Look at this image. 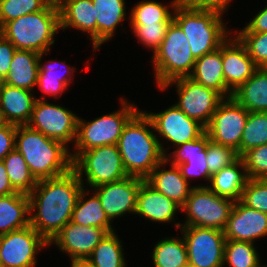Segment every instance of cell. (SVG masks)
<instances>
[{
    "label": "cell",
    "instance_id": "obj_1",
    "mask_svg": "<svg viewBox=\"0 0 267 267\" xmlns=\"http://www.w3.org/2000/svg\"><path fill=\"white\" fill-rule=\"evenodd\" d=\"M83 188L84 184L72 169L56 178L38 180L36 187L28 195L32 213L30 225L48 243L71 221L72 212Z\"/></svg>",
    "mask_w": 267,
    "mask_h": 267
},
{
    "label": "cell",
    "instance_id": "obj_2",
    "mask_svg": "<svg viewBox=\"0 0 267 267\" xmlns=\"http://www.w3.org/2000/svg\"><path fill=\"white\" fill-rule=\"evenodd\" d=\"M145 111H138L125 125L117 147L128 176L146 179L168 154Z\"/></svg>",
    "mask_w": 267,
    "mask_h": 267
},
{
    "label": "cell",
    "instance_id": "obj_3",
    "mask_svg": "<svg viewBox=\"0 0 267 267\" xmlns=\"http://www.w3.org/2000/svg\"><path fill=\"white\" fill-rule=\"evenodd\" d=\"M15 149L22 154L37 181L56 178L73 169L68 146L46 137L28 125L17 126Z\"/></svg>",
    "mask_w": 267,
    "mask_h": 267
},
{
    "label": "cell",
    "instance_id": "obj_4",
    "mask_svg": "<svg viewBox=\"0 0 267 267\" xmlns=\"http://www.w3.org/2000/svg\"><path fill=\"white\" fill-rule=\"evenodd\" d=\"M60 31L59 7L48 4L43 10L29 13L7 22L0 33L17 50H30L38 54L49 52Z\"/></svg>",
    "mask_w": 267,
    "mask_h": 267
},
{
    "label": "cell",
    "instance_id": "obj_5",
    "mask_svg": "<svg viewBox=\"0 0 267 267\" xmlns=\"http://www.w3.org/2000/svg\"><path fill=\"white\" fill-rule=\"evenodd\" d=\"M173 20L185 33L195 59L213 52L232 34L223 23L222 15L214 11L190 9L180 2L173 12Z\"/></svg>",
    "mask_w": 267,
    "mask_h": 267
},
{
    "label": "cell",
    "instance_id": "obj_6",
    "mask_svg": "<svg viewBox=\"0 0 267 267\" xmlns=\"http://www.w3.org/2000/svg\"><path fill=\"white\" fill-rule=\"evenodd\" d=\"M152 59L158 89L172 80L192 74L196 59L191 53L185 33L174 20L170 23L161 45L153 53Z\"/></svg>",
    "mask_w": 267,
    "mask_h": 267
},
{
    "label": "cell",
    "instance_id": "obj_7",
    "mask_svg": "<svg viewBox=\"0 0 267 267\" xmlns=\"http://www.w3.org/2000/svg\"><path fill=\"white\" fill-rule=\"evenodd\" d=\"M71 156L73 170L83 184L82 178L85 174L89 188L93 189L96 186L128 177L117 145L100 146L87 151H74Z\"/></svg>",
    "mask_w": 267,
    "mask_h": 267
},
{
    "label": "cell",
    "instance_id": "obj_8",
    "mask_svg": "<svg viewBox=\"0 0 267 267\" xmlns=\"http://www.w3.org/2000/svg\"><path fill=\"white\" fill-rule=\"evenodd\" d=\"M127 101L121 98V109L92 121L86 122V120L78 118L77 136L73 143L75 151L117 145L125 125L139 111L136 105Z\"/></svg>",
    "mask_w": 267,
    "mask_h": 267
},
{
    "label": "cell",
    "instance_id": "obj_9",
    "mask_svg": "<svg viewBox=\"0 0 267 267\" xmlns=\"http://www.w3.org/2000/svg\"><path fill=\"white\" fill-rule=\"evenodd\" d=\"M233 204V200L214 194L205 185H197L181 207V210L186 212L187 219L184 224L175 223V225L177 228L197 226L223 231Z\"/></svg>",
    "mask_w": 267,
    "mask_h": 267
},
{
    "label": "cell",
    "instance_id": "obj_10",
    "mask_svg": "<svg viewBox=\"0 0 267 267\" xmlns=\"http://www.w3.org/2000/svg\"><path fill=\"white\" fill-rule=\"evenodd\" d=\"M172 84H175L179 98L175 105L189 118L198 121L206 128L218 105L225 98L214 89L204 87L189 77L172 80L160 90H166Z\"/></svg>",
    "mask_w": 267,
    "mask_h": 267
},
{
    "label": "cell",
    "instance_id": "obj_11",
    "mask_svg": "<svg viewBox=\"0 0 267 267\" xmlns=\"http://www.w3.org/2000/svg\"><path fill=\"white\" fill-rule=\"evenodd\" d=\"M42 96L36 100L27 125L67 146L76 140L79 117L67 108L49 103L44 94Z\"/></svg>",
    "mask_w": 267,
    "mask_h": 267
},
{
    "label": "cell",
    "instance_id": "obj_12",
    "mask_svg": "<svg viewBox=\"0 0 267 267\" xmlns=\"http://www.w3.org/2000/svg\"><path fill=\"white\" fill-rule=\"evenodd\" d=\"M188 262L193 267H224V232L213 228L181 226Z\"/></svg>",
    "mask_w": 267,
    "mask_h": 267
},
{
    "label": "cell",
    "instance_id": "obj_13",
    "mask_svg": "<svg viewBox=\"0 0 267 267\" xmlns=\"http://www.w3.org/2000/svg\"><path fill=\"white\" fill-rule=\"evenodd\" d=\"M249 112L233 97L223 99L212 116L206 133L212 142L233 148L240 157V144Z\"/></svg>",
    "mask_w": 267,
    "mask_h": 267
},
{
    "label": "cell",
    "instance_id": "obj_14",
    "mask_svg": "<svg viewBox=\"0 0 267 267\" xmlns=\"http://www.w3.org/2000/svg\"><path fill=\"white\" fill-rule=\"evenodd\" d=\"M49 243L31 226L0 236L1 267H35L36 255Z\"/></svg>",
    "mask_w": 267,
    "mask_h": 267
},
{
    "label": "cell",
    "instance_id": "obj_15",
    "mask_svg": "<svg viewBox=\"0 0 267 267\" xmlns=\"http://www.w3.org/2000/svg\"><path fill=\"white\" fill-rule=\"evenodd\" d=\"M154 131L173 146L198 139L206 128L198 121L189 118L175 104L159 113H147Z\"/></svg>",
    "mask_w": 267,
    "mask_h": 267
},
{
    "label": "cell",
    "instance_id": "obj_16",
    "mask_svg": "<svg viewBox=\"0 0 267 267\" xmlns=\"http://www.w3.org/2000/svg\"><path fill=\"white\" fill-rule=\"evenodd\" d=\"M142 178L128 176L120 181L96 186L93 192L99 197L104 212L113 219L126 214H135L137 194Z\"/></svg>",
    "mask_w": 267,
    "mask_h": 267
},
{
    "label": "cell",
    "instance_id": "obj_17",
    "mask_svg": "<svg viewBox=\"0 0 267 267\" xmlns=\"http://www.w3.org/2000/svg\"><path fill=\"white\" fill-rule=\"evenodd\" d=\"M107 232L95 226L67 223L49 242L69 255L70 260H86Z\"/></svg>",
    "mask_w": 267,
    "mask_h": 267
},
{
    "label": "cell",
    "instance_id": "obj_18",
    "mask_svg": "<svg viewBox=\"0 0 267 267\" xmlns=\"http://www.w3.org/2000/svg\"><path fill=\"white\" fill-rule=\"evenodd\" d=\"M223 232L226 240L254 243L267 236V214L235 201Z\"/></svg>",
    "mask_w": 267,
    "mask_h": 267
},
{
    "label": "cell",
    "instance_id": "obj_19",
    "mask_svg": "<svg viewBox=\"0 0 267 267\" xmlns=\"http://www.w3.org/2000/svg\"><path fill=\"white\" fill-rule=\"evenodd\" d=\"M209 141V135L205 131L198 139L178 145L173 150V155L169 157L167 154L164 159L167 162L172 159L169 163L178 166L187 181L199 176L210 181L211 174L206 158Z\"/></svg>",
    "mask_w": 267,
    "mask_h": 267
},
{
    "label": "cell",
    "instance_id": "obj_20",
    "mask_svg": "<svg viewBox=\"0 0 267 267\" xmlns=\"http://www.w3.org/2000/svg\"><path fill=\"white\" fill-rule=\"evenodd\" d=\"M222 44L223 75L226 86L234 92L245 83L258 68L249 56L246 47L235 36Z\"/></svg>",
    "mask_w": 267,
    "mask_h": 267
},
{
    "label": "cell",
    "instance_id": "obj_21",
    "mask_svg": "<svg viewBox=\"0 0 267 267\" xmlns=\"http://www.w3.org/2000/svg\"><path fill=\"white\" fill-rule=\"evenodd\" d=\"M178 210L181 211V207L177 203L156 191L145 180L141 183L135 214L155 223H170L175 221L174 217Z\"/></svg>",
    "mask_w": 267,
    "mask_h": 267
},
{
    "label": "cell",
    "instance_id": "obj_22",
    "mask_svg": "<svg viewBox=\"0 0 267 267\" xmlns=\"http://www.w3.org/2000/svg\"><path fill=\"white\" fill-rule=\"evenodd\" d=\"M168 162L161 161L145 179V181L156 191L168 197L180 207L183 206L195 186H190V180L187 181L181 174L178 166L171 164L170 169L162 170L160 167L166 166Z\"/></svg>",
    "mask_w": 267,
    "mask_h": 267
},
{
    "label": "cell",
    "instance_id": "obj_23",
    "mask_svg": "<svg viewBox=\"0 0 267 267\" xmlns=\"http://www.w3.org/2000/svg\"><path fill=\"white\" fill-rule=\"evenodd\" d=\"M38 99L30 90L12 87L0 81V109L9 124L27 125Z\"/></svg>",
    "mask_w": 267,
    "mask_h": 267
},
{
    "label": "cell",
    "instance_id": "obj_24",
    "mask_svg": "<svg viewBox=\"0 0 267 267\" xmlns=\"http://www.w3.org/2000/svg\"><path fill=\"white\" fill-rule=\"evenodd\" d=\"M60 29L72 27L87 32L97 50V22L92 0H66L59 6Z\"/></svg>",
    "mask_w": 267,
    "mask_h": 267
},
{
    "label": "cell",
    "instance_id": "obj_25",
    "mask_svg": "<svg viewBox=\"0 0 267 267\" xmlns=\"http://www.w3.org/2000/svg\"><path fill=\"white\" fill-rule=\"evenodd\" d=\"M198 84L214 89L224 98L232 97L223 75L222 45L213 52L196 59L192 74L189 76Z\"/></svg>",
    "mask_w": 267,
    "mask_h": 267
},
{
    "label": "cell",
    "instance_id": "obj_26",
    "mask_svg": "<svg viewBox=\"0 0 267 267\" xmlns=\"http://www.w3.org/2000/svg\"><path fill=\"white\" fill-rule=\"evenodd\" d=\"M248 179L244 161L239 157L230 166L212 174L209 181L211 185L207 184L206 187L214 194L235 202L241 200Z\"/></svg>",
    "mask_w": 267,
    "mask_h": 267
},
{
    "label": "cell",
    "instance_id": "obj_27",
    "mask_svg": "<svg viewBox=\"0 0 267 267\" xmlns=\"http://www.w3.org/2000/svg\"><path fill=\"white\" fill-rule=\"evenodd\" d=\"M39 55L34 51L16 49L8 74L1 82L33 91L37 86Z\"/></svg>",
    "mask_w": 267,
    "mask_h": 267
},
{
    "label": "cell",
    "instance_id": "obj_28",
    "mask_svg": "<svg viewBox=\"0 0 267 267\" xmlns=\"http://www.w3.org/2000/svg\"><path fill=\"white\" fill-rule=\"evenodd\" d=\"M30 200L23 193L0 196V236L30 225Z\"/></svg>",
    "mask_w": 267,
    "mask_h": 267
},
{
    "label": "cell",
    "instance_id": "obj_29",
    "mask_svg": "<svg viewBox=\"0 0 267 267\" xmlns=\"http://www.w3.org/2000/svg\"><path fill=\"white\" fill-rule=\"evenodd\" d=\"M232 97L248 112H267V68H257Z\"/></svg>",
    "mask_w": 267,
    "mask_h": 267
},
{
    "label": "cell",
    "instance_id": "obj_30",
    "mask_svg": "<svg viewBox=\"0 0 267 267\" xmlns=\"http://www.w3.org/2000/svg\"><path fill=\"white\" fill-rule=\"evenodd\" d=\"M97 22V49L109 41L126 17L125 0H92Z\"/></svg>",
    "mask_w": 267,
    "mask_h": 267
},
{
    "label": "cell",
    "instance_id": "obj_31",
    "mask_svg": "<svg viewBox=\"0 0 267 267\" xmlns=\"http://www.w3.org/2000/svg\"><path fill=\"white\" fill-rule=\"evenodd\" d=\"M87 193L89 191L84 188L80 192L72 212L71 222L82 226L103 228L107 233L114 232L115 229L112 227V221L104 212L99 197L95 193H92L93 195L89 199H86Z\"/></svg>",
    "mask_w": 267,
    "mask_h": 267
},
{
    "label": "cell",
    "instance_id": "obj_32",
    "mask_svg": "<svg viewBox=\"0 0 267 267\" xmlns=\"http://www.w3.org/2000/svg\"><path fill=\"white\" fill-rule=\"evenodd\" d=\"M44 54H48V52L41 53L39 55L37 87L41 89L44 94L46 93L47 95H52L55 99H57L67 89V86L70 84V82L73 81L71 76L76 69L69 65L66 66L64 62H57L54 60H49L47 61V64L42 65L41 60L43 59ZM61 64L64 66V69L66 68L64 71L66 75L55 71Z\"/></svg>",
    "mask_w": 267,
    "mask_h": 267
},
{
    "label": "cell",
    "instance_id": "obj_33",
    "mask_svg": "<svg viewBox=\"0 0 267 267\" xmlns=\"http://www.w3.org/2000/svg\"><path fill=\"white\" fill-rule=\"evenodd\" d=\"M86 261L93 267H127L123 245L116 232L107 233Z\"/></svg>",
    "mask_w": 267,
    "mask_h": 267
},
{
    "label": "cell",
    "instance_id": "obj_34",
    "mask_svg": "<svg viewBox=\"0 0 267 267\" xmlns=\"http://www.w3.org/2000/svg\"><path fill=\"white\" fill-rule=\"evenodd\" d=\"M8 179L16 192L29 195L36 187L37 180L31 174L22 154L15 148L3 159Z\"/></svg>",
    "mask_w": 267,
    "mask_h": 267
},
{
    "label": "cell",
    "instance_id": "obj_35",
    "mask_svg": "<svg viewBox=\"0 0 267 267\" xmlns=\"http://www.w3.org/2000/svg\"><path fill=\"white\" fill-rule=\"evenodd\" d=\"M178 238L166 237L155 244L151 256L154 267H179L188 262L184 238Z\"/></svg>",
    "mask_w": 267,
    "mask_h": 267
},
{
    "label": "cell",
    "instance_id": "obj_36",
    "mask_svg": "<svg viewBox=\"0 0 267 267\" xmlns=\"http://www.w3.org/2000/svg\"><path fill=\"white\" fill-rule=\"evenodd\" d=\"M168 6L160 2L152 1H139L130 13V24H155L159 22H172L173 12L179 0H172ZM169 7L171 10H169ZM173 8V9H172Z\"/></svg>",
    "mask_w": 267,
    "mask_h": 267
},
{
    "label": "cell",
    "instance_id": "obj_37",
    "mask_svg": "<svg viewBox=\"0 0 267 267\" xmlns=\"http://www.w3.org/2000/svg\"><path fill=\"white\" fill-rule=\"evenodd\" d=\"M261 267L259 254L254 243L226 240L223 266Z\"/></svg>",
    "mask_w": 267,
    "mask_h": 267
},
{
    "label": "cell",
    "instance_id": "obj_38",
    "mask_svg": "<svg viewBox=\"0 0 267 267\" xmlns=\"http://www.w3.org/2000/svg\"><path fill=\"white\" fill-rule=\"evenodd\" d=\"M267 144V112H249L243 130L240 157L249 149Z\"/></svg>",
    "mask_w": 267,
    "mask_h": 267
},
{
    "label": "cell",
    "instance_id": "obj_39",
    "mask_svg": "<svg viewBox=\"0 0 267 267\" xmlns=\"http://www.w3.org/2000/svg\"><path fill=\"white\" fill-rule=\"evenodd\" d=\"M48 0H0V29L9 21L43 10Z\"/></svg>",
    "mask_w": 267,
    "mask_h": 267
},
{
    "label": "cell",
    "instance_id": "obj_40",
    "mask_svg": "<svg viewBox=\"0 0 267 267\" xmlns=\"http://www.w3.org/2000/svg\"><path fill=\"white\" fill-rule=\"evenodd\" d=\"M236 37L246 47L258 68H267V32H238Z\"/></svg>",
    "mask_w": 267,
    "mask_h": 267
},
{
    "label": "cell",
    "instance_id": "obj_41",
    "mask_svg": "<svg viewBox=\"0 0 267 267\" xmlns=\"http://www.w3.org/2000/svg\"><path fill=\"white\" fill-rule=\"evenodd\" d=\"M171 22L155 24H130L134 35L144 46L151 48L153 53L161 45Z\"/></svg>",
    "mask_w": 267,
    "mask_h": 267
},
{
    "label": "cell",
    "instance_id": "obj_42",
    "mask_svg": "<svg viewBox=\"0 0 267 267\" xmlns=\"http://www.w3.org/2000/svg\"><path fill=\"white\" fill-rule=\"evenodd\" d=\"M240 201L251 209L267 214V179H248Z\"/></svg>",
    "mask_w": 267,
    "mask_h": 267
},
{
    "label": "cell",
    "instance_id": "obj_43",
    "mask_svg": "<svg viewBox=\"0 0 267 267\" xmlns=\"http://www.w3.org/2000/svg\"><path fill=\"white\" fill-rule=\"evenodd\" d=\"M241 158L249 179H267V144L249 149Z\"/></svg>",
    "mask_w": 267,
    "mask_h": 267
},
{
    "label": "cell",
    "instance_id": "obj_44",
    "mask_svg": "<svg viewBox=\"0 0 267 267\" xmlns=\"http://www.w3.org/2000/svg\"><path fill=\"white\" fill-rule=\"evenodd\" d=\"M206 158L209 173L212 175L222 168L230 166L239 156L233 148L217 144L210 140L207 145Z\"/></svg>",
    "mask_w": 267,
    "mask_h": 267
},
{
    "label": "cell",
    "instance_id": "obj_45",
    "mask_svg": "<svg viewBox=\"0 0 267 267\" xmlns=\"http://www.w3.org/2000/svg\"><path fill=\"white\" fill-rule=\"evenodd\" d=\"M231 0H179L181 4L190 8L204 11H214L223 15Z\"/></svg>",
    "mask_w": 267,
    "mask_h": 267
},
{
    "label": "cell",
    "instance_id": "obj_46",
    "mask_svg": "<svg viewBox=\"0 0 267 267\" xmlns=\"http://www.w3.org/2000/svg\"><path fill=\"white\" fill-rule=\"evenodd\" d=\"M16 47L0 33V81L8 74Z\"/></svg>",
    "mask_w": 267,
    "mask_h": 267
},
{
    "label": "cell",
    "instance_id": "obj_47",
    "mask_svg": "<svg viewBox=\"0 0 267 267\" xmlns=\"http://www.w3.org/2000/svg\"><path fill=\"white\" fill-rule=\"evenodd\" d=\"M16 125L8 124L0 128V161L15 148Z\"/></svg>",
    "mask_w": 267,
    "mask_h": 267
},
{
    "label": "cell",
    "instance_id": "obj_48",
    "mask_svg": "<svg viewBox=\"0 0 267 267\" xmlns=\"http://www.w3.org/2000/svg\"><path fill=\"white\" fill-rule=\"evenodd\" d=\"M239 32H267V7L260 10L253 19Z\"/></svg>",
    "mask_w": 267,
    "mask_h": 267
},
{
    "label": "cell",
    "instance_id": "obj_49",
    "mask_svg": "<svg viewBox=\"0 0 267 267\" xmlns=\"http://www.w3.org/2000/svg\"><path fill=\"white\" fill-rule=\"evenodd\" d=\"M13 193H16V191L13 189L9 182L4 162L0 161V196H7Z\"/></svg>",
    "mask_w": 267,
    "mask_h": 267
},
{
    "label": "cell",
    "instance_id": "obj_50",
    "mask_svg": "<svg viewBox=\"0 0 267 267\" xmlns=\"http://www.w3.org/2000/svg\"><path fill=\"white\" fill-rule=\"evenodd\" d=\"M71 267H93L86 260H71Z\"/></svg>",
    "mask_w": 267,
    "mask_h": 267
},
{
    "label": "cell",
    "instance_id": "obj_51",
    "mask_svg": "<svg viewBox=\"0 0 267 267\" xmlns=\"http://www.w3.org/2000/svg\"><path fill=\"white\" fill-rule=\"evenodd\" d=\"M9 123L7 122L3 111L0 109V128L7 126Z\"/></svg>",
    "mask_w": 267,
    "mask_h": 267
},
{
    "label": "cell",
    "instance_id": "obj_52",
    "mask_svg": "<svg viewBox=\"0 0 267 267\" xmlns=\"http://www.w3.org/2000/svg\"><path fill=\"white\" fill-rule=\"evenodd\" d=\"M66 0H48L49 4L59 7L62 5Z\"/></svg>",
    "mask_w": 267,
    "mask_h": 267
},
{
    "label": "cell",
    "instance_id": "obj_53",
    "mask_svg": "<svg viewBox=\"0 0 267 267\" xmlns=\"http://www.w3.org/2000/svg\"><path fill=\"white\" fill-rule=\"evenodd\" d=\"M179 267H193V266L189 262H187Z\"/></svg>",
    "mask_w": 267,
    "mask_h": 267
}]
</instances>
